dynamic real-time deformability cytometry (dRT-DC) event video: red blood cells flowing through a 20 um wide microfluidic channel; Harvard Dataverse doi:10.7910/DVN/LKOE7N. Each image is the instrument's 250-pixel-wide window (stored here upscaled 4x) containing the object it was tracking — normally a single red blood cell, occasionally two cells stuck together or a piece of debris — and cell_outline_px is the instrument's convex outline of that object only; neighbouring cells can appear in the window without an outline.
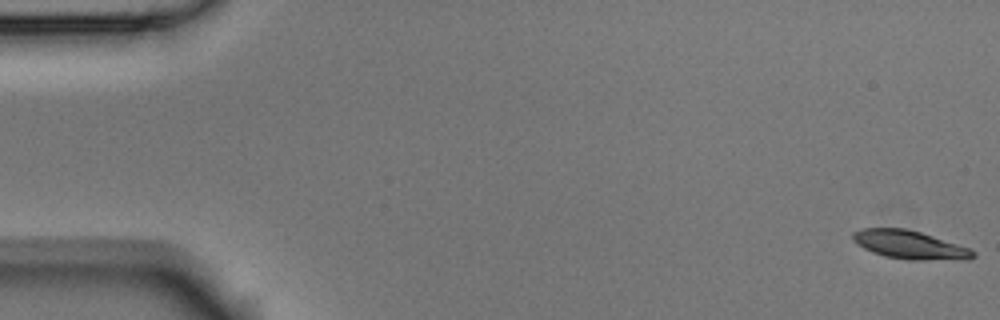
{"species": "Egyptian fruit bat (a non-hibernating species)", "species_latin": "Rousettus aegyptiacus", "temperature_condition": "room temperature", "stored_images_in_passage": 6, "camera_frame_rate_fps": 3000, "um_per_image_px": 0.085, "animal": {"sex": "male"}, "frame": {"image": 1, "passage_image": 1, "time_ms": 0.0, "image_size_px": [1000, 320], "cell_outline_px": [[976, 256], [968, 260], [908, 260], [884, 256], [872, 252], [856, 244], [852, 240], [852, 232], [860, 228], [904, 228], [920, 232], [968, 248], [976, 252]], "centroid_in_image_um": [77.3, 20.82], "position_along_channel_um": 7.7, "area_um2": 20.0}}
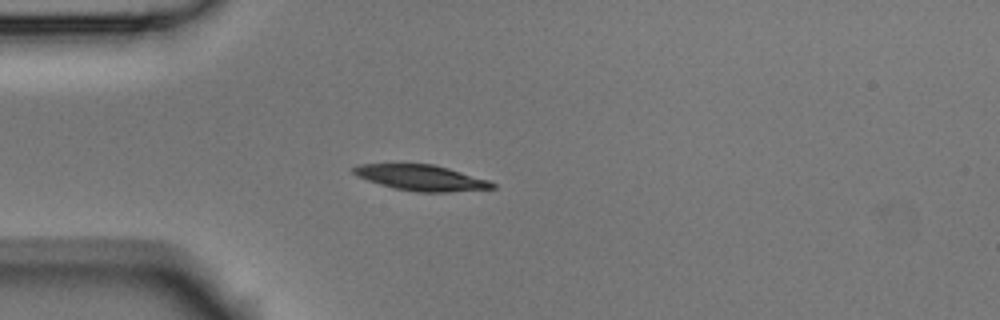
{"frame": {"image": 2, "passage_image": 5, "time_ms": 1.333, "image_size_px": [1000, 320], "cell_outline_px": [[496, 188], [448, 192], [416, 192], [392, 188], [356, 176], [352, 172], [352, 168], [360, 164], [432, 164], [448, 168], [488, 180], [496, 184]], "centroid_in_image_um": [35.79, 15.11], "position_along_channel_um": 49.2, "area_um2": 20.69}}